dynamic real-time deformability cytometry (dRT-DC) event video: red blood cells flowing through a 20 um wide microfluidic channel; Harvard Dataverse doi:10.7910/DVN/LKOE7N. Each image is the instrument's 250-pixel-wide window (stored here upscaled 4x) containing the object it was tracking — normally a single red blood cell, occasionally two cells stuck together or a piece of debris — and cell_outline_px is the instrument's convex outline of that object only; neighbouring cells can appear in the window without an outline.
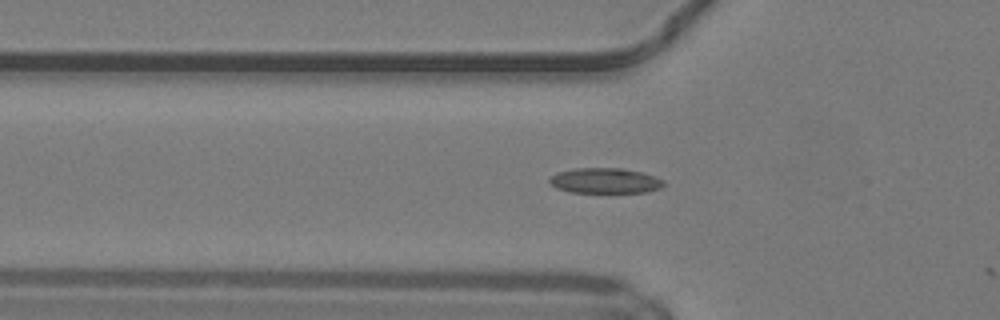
{"species": "common noctule bat (a hibernating species)", "species_latin": "Nyctalus noctula", "temperature_condition": "warm", "stored_images_in_passage": 3, "camera_frame_rate_fps": 3000, "um_per_image_px": 0.085, "animal": {"sex": "male", "body_mass_g": 19.2, "forearm_length_mm": 51.8}, "frame": {"image": 1, "passage_image": 2, "time_ms": 0.333, "image_size_px": [1000, 320], "cell_outline_px": [[664, 184], [660, 188], [648, 192], [568, 192], [556, 188], [548, 180], [556, 172], [576, 168], [620, 168], [640, 172], [664, 180]], "centroid_in_image_um": [51.4, 15.36], "position_along_channel_um": 74.4, "area_um2": 16.7}}